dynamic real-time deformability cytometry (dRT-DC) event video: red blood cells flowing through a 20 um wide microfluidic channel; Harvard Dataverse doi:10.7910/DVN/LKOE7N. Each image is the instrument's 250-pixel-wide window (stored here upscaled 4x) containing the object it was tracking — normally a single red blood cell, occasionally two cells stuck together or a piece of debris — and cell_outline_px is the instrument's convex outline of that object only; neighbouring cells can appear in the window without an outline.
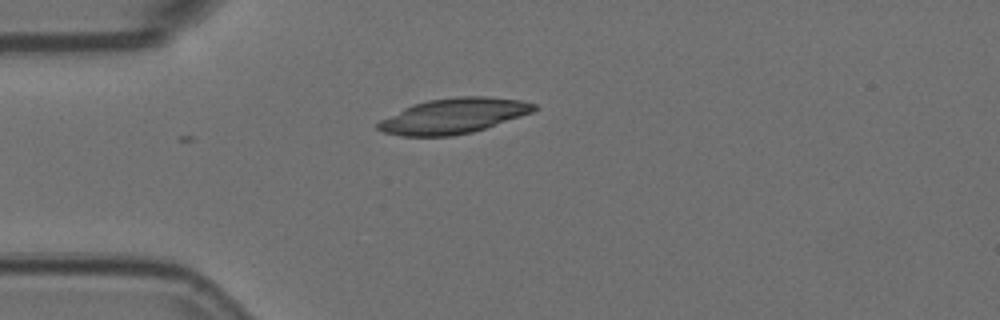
{"species": "Egyptian fruit bat (a non-hibernating species)", "species_latin": "Rousettus aegyptiacus", "temperature_condition": "room temperature", "stored_images_in_passage": 1, "camera_frame_rate_fps": 3000, "um_per_image_px": 0.085, "animal": {"sex": "female"}, "frame": {"image": 1, "passage_image": 1, "time_ms": 0.0, "image_size_px": [1000, 320], "cell_outline_px": [[540, 108], [532, 112], [472, 132], [452, 136], [400, 136], [384, 132], [376, 128], [376, 124], [380, 120], [412, 104], [428, 100], [456, 96], [488, 96], [520, 100], [536, 104]], "centroid_in_image_um": [38.54, 9.84], "position_along_channel_um": 46.5, "area_um2": 31.96}}